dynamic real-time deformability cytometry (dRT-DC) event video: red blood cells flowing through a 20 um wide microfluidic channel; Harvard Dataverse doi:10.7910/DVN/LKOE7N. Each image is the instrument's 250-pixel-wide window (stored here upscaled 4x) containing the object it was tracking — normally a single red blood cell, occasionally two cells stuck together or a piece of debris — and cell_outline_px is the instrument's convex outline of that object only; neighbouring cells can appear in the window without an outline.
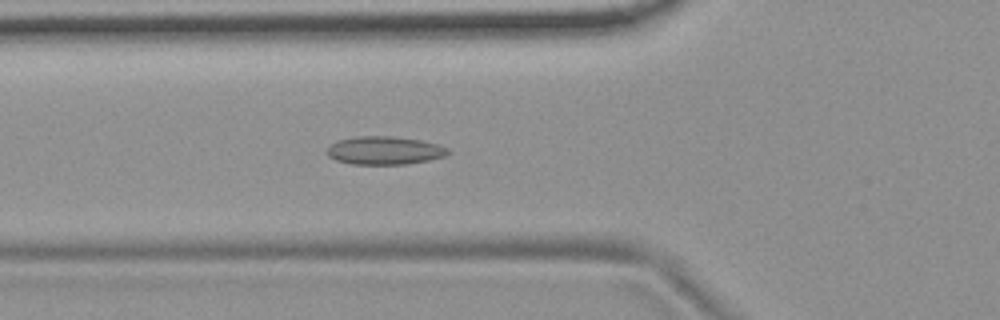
{"species": "common noctule bat (a hibernating species)", "species_latin": "Nyctalus noctula", "temperature_condition": "room temperature", "stored_images_in_passage": 45, "camera_frame_rate_fps": 3000, "um_per_image_px": 0.085, "animal": {"sex": "female", "body_mass_g": 19.9}, "frame": {"image": 1, "passage_image": 14, "time_ms": 4.333, "image_size_px": [1000, 320], "cell_outline_px": [[448, 152], [444, 156], [428, 160], [404, 164], [348, 164], [336, 160], [328, 156], [324, 152], [336, 140], [356, 136], [392, 136], [420, 140], [436, 144], [448, 148]], "centroid_in_image_um": [32.61, 12.79], "position_along_channel_um": 93.2, "area_um2": 19.83}}
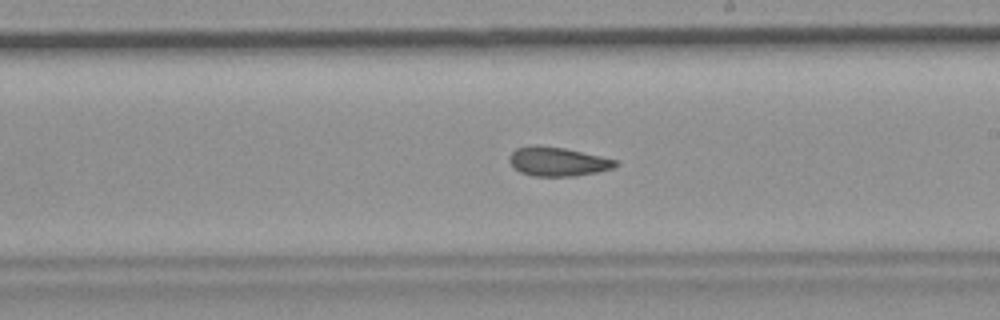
{"frame": {"image": 2, "passage_image": 26, "time_ms": 8.333, "image_size_px": [1000, 320], "cell_outline_px": [[620, 164], [612, 168], [596, 172], [576, 176], [532, 176], [520, 172], [508, 160], [508, 156], [516, 148], [536, 144], [564, 148], [600, 156], [616, 160]], "centroid_in_image_um": [47.38, 13.73], "position_along_channel_um": 241.6, "area_um2": 17.92}}
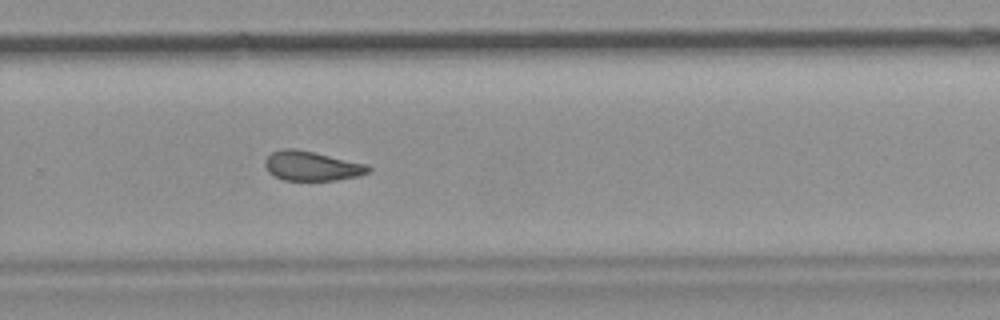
{"frame": {"image": 3, "passage_image": 31, "time_ms": 10.0, "image_size_px": [1000, 320], "cell_outline_px": [[372, 168], [368, 172], [356, 176], [336, 180], [284, 180], [268, 172], [264, 164], [264, 160], [272, 152], [280, 148], [292, 148], [312, 152], [368, 164]], "centroid_in_image_um": [26.47, 14.1], "position_along_channel_um": 303.3, "area_um2": 17.63}, "authors_computed_cell_mechanics": {"area_um2": 18.207, "velocity_mm_per_s": 3.7186, "shape_relaxation_time_tau1_ms": null, "shape_relaxation_time_tau2_ms": 2.751, "deformation_change_tau1": null, "deformation_change_tau2": 0.0889}}